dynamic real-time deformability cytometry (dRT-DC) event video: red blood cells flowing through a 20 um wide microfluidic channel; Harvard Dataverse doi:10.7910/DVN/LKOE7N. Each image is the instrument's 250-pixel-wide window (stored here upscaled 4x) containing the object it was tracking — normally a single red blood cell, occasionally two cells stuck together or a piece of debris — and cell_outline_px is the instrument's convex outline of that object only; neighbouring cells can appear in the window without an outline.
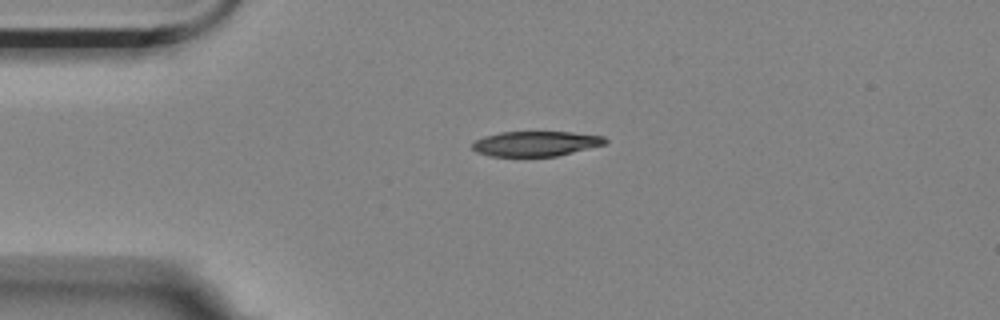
{"species": "Egyptian fruit bat (a non-hibernating species)", "species_latin": "Rousettus aegyptiacus", "temperature_condition": "room temperature", "stored_images_in_passage": 18, "camera_frame_rate_fps": 3000, "um_per_image_px": 0.085, "animal": {"sex": "female"}, "frame": {"image": 1, "passage_image": 1, "time_ms": 0.0, "image_size_px": [1000, 320], "cell_outline_px": [[608, 144], [556, 156], [488, 156], [476, 152], [472, 148], [472, 144], [476, 140], [484, 136], [500, 132], [572, 132], [604, 136], [608, 140]], "centroid_in_image_um": [45.57, 12.21], "position_along_channel_um": 39.4, "area_um2": 19.48}}
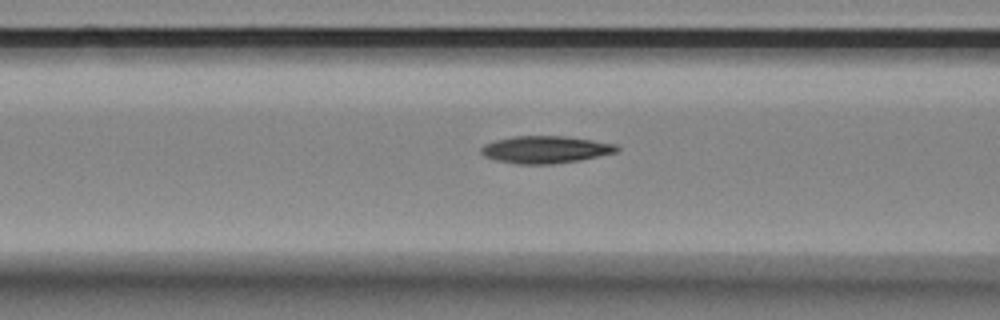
{"frame": {"image": 2, "passage_image": 10, "time_ms": 3.0, "image_size_px": [1000, 320], "cell_outline_px": [[620, 148], [616, 152], [580, 160], [552, 164], [516, 164], [496, 160], [484, 156], [480, 152], [480, 148], [484, 144], [496, 140], [512, 136], [564, 136], [592, 140], [616, 144]], "centroid_in_image_um": [46.34, 12.71], "position_along_channel_um": 120.3, "area_um2": 21.56}}
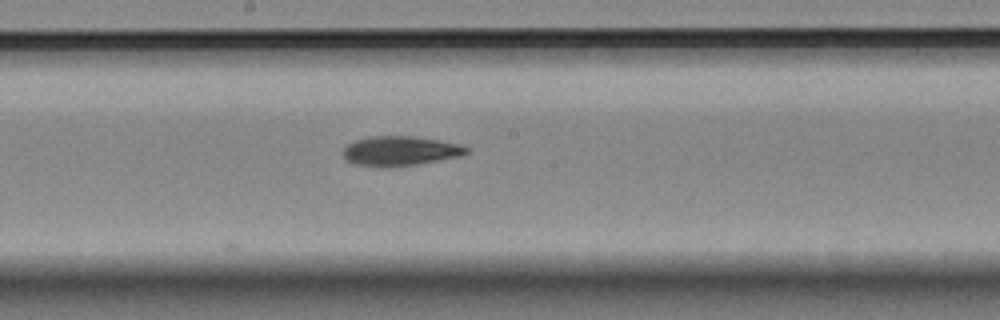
{"frame": {"image": 3, "passage_image": 18, "time_ms": 5.667, "image_size_px": [1000, 320], "cell_outline_px": [[468, 152], [464, 156], [416, 164], [352, 164], [344, 160], [344, 148], [348, 144], [356, 140], [368, 136], [412, 136], [440, 140], [464, 144], [468, 148]], "centroid_in_image_um": [34.1, 12.78], "position_along_channel_um": 214.1, "area_um2": 20.75}}